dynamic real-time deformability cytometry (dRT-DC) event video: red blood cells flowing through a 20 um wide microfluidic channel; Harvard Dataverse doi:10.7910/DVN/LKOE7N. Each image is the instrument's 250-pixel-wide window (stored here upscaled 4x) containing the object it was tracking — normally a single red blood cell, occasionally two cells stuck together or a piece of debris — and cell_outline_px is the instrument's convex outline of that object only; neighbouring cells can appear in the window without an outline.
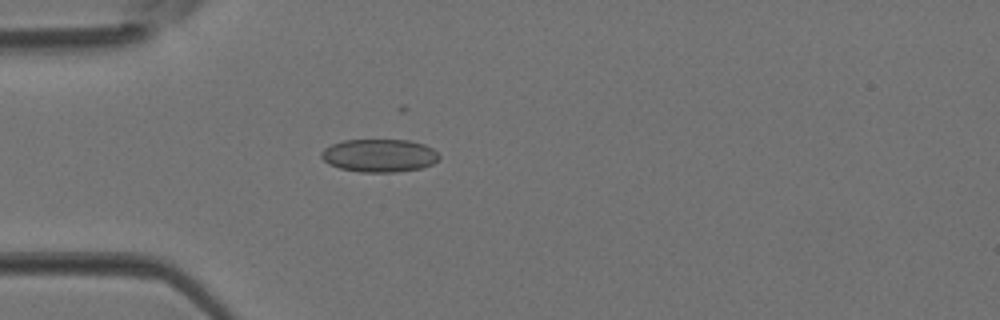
{"species": "Egyptian fruit bat (a non-hibernating species)", "species_latin": "Rousettus aegyptiacus", "temperature_condition": "room temperature", "stored_images_in_passage": 2, "camera_frame_rate_fps": 3000, "um_per_image_px": 0.085, "animal": {"sex": "female"}, "frame": {"image": 1, "passage_image": 2, "time_ms": 0.333, "image_size_px": [1000, 320], "cell_outline_px": [[440, 156], [432, 164], [420, 168], [396, 172], [360, 172], [340, 168], [328, 164], [320, 156], [320, 152], [324, 148], [332, 144], [344, 140], [408, 140], [424, 144], [432, 148]], "centroid_in_image_um": [32.21, 13.22], "position_along_channel_um": 52.8, "area_um2": 22.6}}